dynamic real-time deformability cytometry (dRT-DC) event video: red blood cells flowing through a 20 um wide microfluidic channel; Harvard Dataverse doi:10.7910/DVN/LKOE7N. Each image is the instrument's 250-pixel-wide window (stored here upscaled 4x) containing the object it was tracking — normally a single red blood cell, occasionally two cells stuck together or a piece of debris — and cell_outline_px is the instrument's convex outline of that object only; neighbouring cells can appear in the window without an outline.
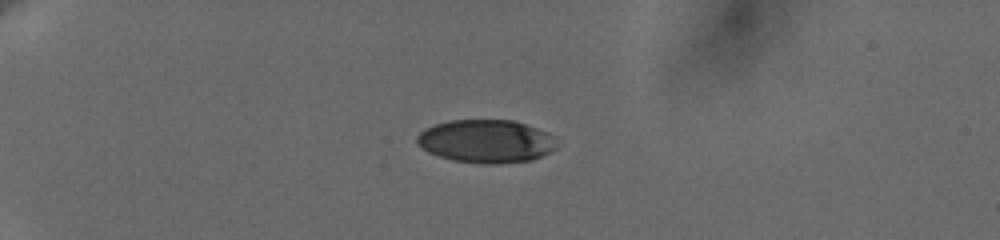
{"species": "human", "species_latin": "Homo sapiens", "temperature_condition": "cold", "stored_images_in_passage": 55, "camera_frame_rate_fps": 3000, "um_per_image_px": 0.085, "donor": {"sex": "female"}, "frame": {"image": 1, "passage_image": 1, "time_ms": 0.0, "image_size_px": [1000, 240], "cell_outline_px": [[556, 148], [532, 160], [500, 164], [480, 164], [452, 160], [428, 152], [416, 140], [416, 136], [420, 132], [436, 124], [452, 120], [512, 120], [536, 128], [552, 136]], "centroid_in_image_um": [41.3, 12.02], "position_along_channel_um": 43.7, "area_um2": 34.68}}
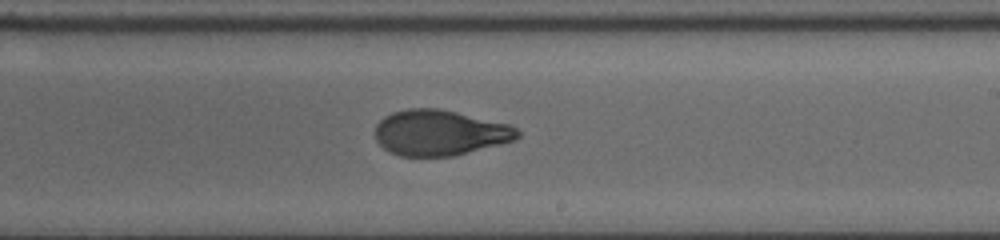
{"frame": {"image": 2, "passage_image": 27, "time_ms": 7.333, "image_size_px": [1000, 240], "cell_outline_px": [[520, 136], [512, 140], [452, 156], [400, 156], [384, 148], [376, 140], [376, 124], [384, 116], [392, 112], [408, 108], [436, 108], [456, 112], [508, 124], [516, 128], [520, 132]], "centroid_in_image_um": [37.33, 11.27], "position_along_channel_um": 251.7, "area_um2": 37.28}}
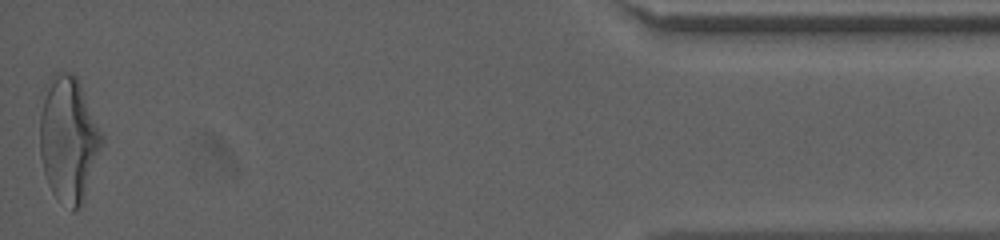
{"frame": {"image": 3, "passage_image": 54, "time_ms": 14.0, "image_size_px": [1000, 240], "cell_outline_px": [[104, 140], [84, 200], [72, 212], [52, 192], [48, 184], [44, 172], [40, 156], [40, 116], [44, 84], [52, 72], [72, 72], [76, 76], [80, 84], [104, 136]], "centroid_in_image_um": [5.81, 11.78], "position_along_channel_um": 429.4, "area_um2": 45.6}, "authors_computed_cell_mechanics": {"area_um2": 38.8994, "velocity_mm_per_s": 3.6448, "shape_relaxation_time_tau1_ms": 4.9416, "shape_relaxation_time_tau2_ms": 1.3698, "deformation_change_tau1": 0.1818, "deformation_change_tau2": 0.0753}}